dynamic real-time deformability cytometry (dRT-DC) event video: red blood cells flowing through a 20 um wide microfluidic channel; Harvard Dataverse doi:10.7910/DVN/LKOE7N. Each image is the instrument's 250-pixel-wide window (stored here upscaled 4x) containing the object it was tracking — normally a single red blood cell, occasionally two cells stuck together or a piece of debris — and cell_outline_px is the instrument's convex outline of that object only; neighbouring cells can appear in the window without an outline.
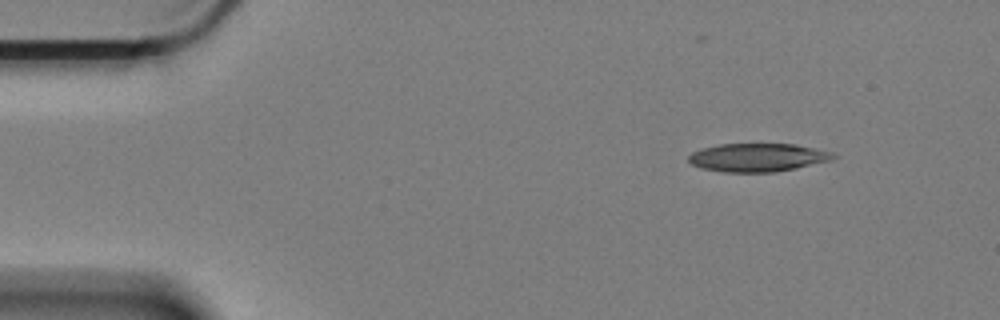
{"species": "Egyptian fruit bat (a non-hibernating species)", "species_latin": "Rousettus aegyptiacus", "temperature_condition": "cold", "stored_images_in_passage": 48, "camera_frame_rate_fps": 3000, "um_per_image_px": 0.085, "animal": {"sex": "female"}, "frame": {"image": 1, "passage_image": 1, "time_ms": 0.0, "image_size_px": [1000, 320], "cell_outline_px": [[836, 156], [832, 160], [796, 168], [776, 172], [724, 172], [700, 168], [692, 164], [688, 160], [688, 156], [692, 152], [700, 148], [720, 144], [796, 144], [832, 152]], "centroid_in_image_um": [64.38, 13.38], "position_along_channel_um": 20.6, "area_um2": 23.93}}
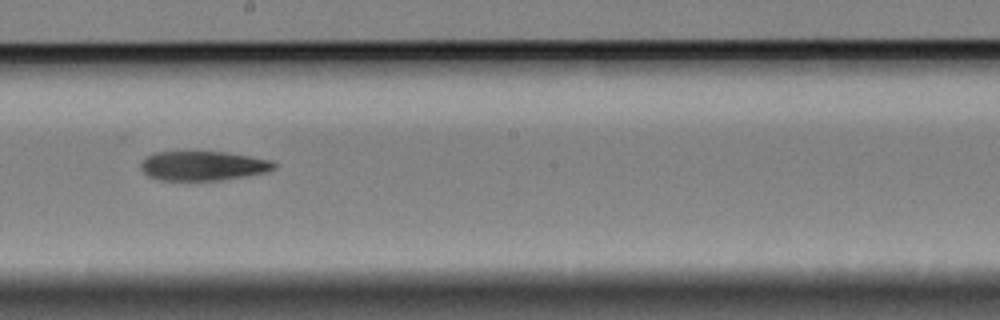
{"frame": {"image": 2, "passage_image": 27, "time_ms": 8.667, "image_size_px": [1000, 320], "cell_outline_px": [[276, 168], [264, 172], [244, 176], [220, 180], [160, 180], [148, 176], [140, 168], [140, 164], [148, 156], [156, 152], [224, 152], [272, 160], [276, 164]], "centroid_in_image_um": [17.25, 14.09], "position_along_channel_um": 231.0, "area_um2": 22.54}}
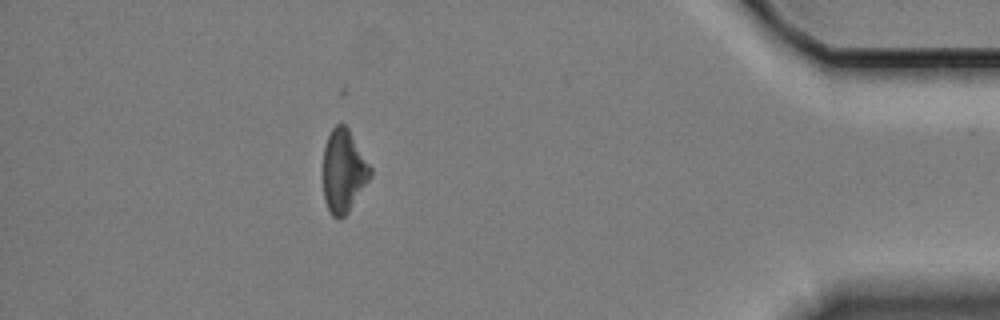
{"frame": {"image": 3, "passage_image": 47, "time_ms": 15.333, "image_size_px": [1000, 320], "cell_outline_px": [[372, 176], [348, 212], [340, 220], [332, 216], [324, 200], [320, 172], [324, 148], [328, 136], [332, 128], [336, 124], [344, 124], [348, 128], [372, 168]], "centroid_in_image_um": [29.16, 14.55], "position_along_channel_um": 406.0, "area_um2": 23.47}}